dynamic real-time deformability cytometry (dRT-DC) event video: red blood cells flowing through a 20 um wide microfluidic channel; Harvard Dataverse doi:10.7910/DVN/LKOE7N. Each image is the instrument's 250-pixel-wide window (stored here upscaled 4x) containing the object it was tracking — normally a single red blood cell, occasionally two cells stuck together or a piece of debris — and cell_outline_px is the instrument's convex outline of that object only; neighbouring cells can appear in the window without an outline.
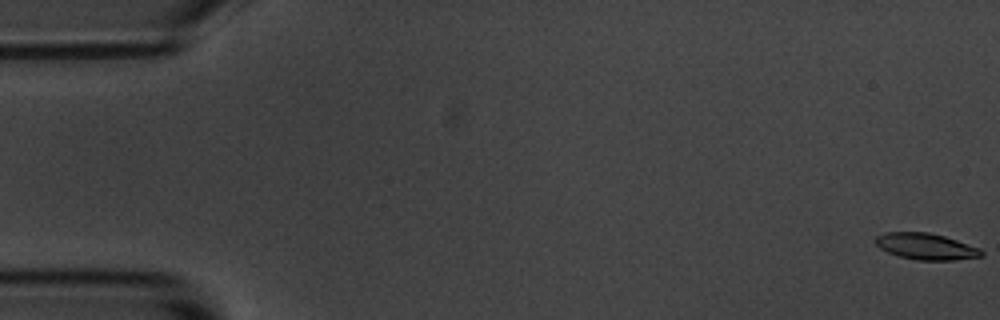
{"species": "common noctule bat (a hibernating species)", "species_latin": "Nyctalus noctula", "temperature_condition": "room temperature", "stored_images_in_passage": 5, "camera_frame_rate_fps": 3000, "um_per_image_px": 0.085, "animal": {"sex": "male", "body_mass_g": 20.1, "forearm_length_mm": 53.5}, "frame": {"image": 1, "passage_image": 1, "time_ms": 0.0, "image_size_px": [1000, 320], "cell_outline_px": [[984, 256], [952, 260], [916, 260], [900, 256], [888, 252], [880, 248], [876, 244], [876, 236], [884, 232], [928, 232], [944, 236], [980, 248], [984, 252]], "centroid_in_image_um": [78.72, 20.94], "position_along_channel_um": 6.3, "area_um2": 16.18}}
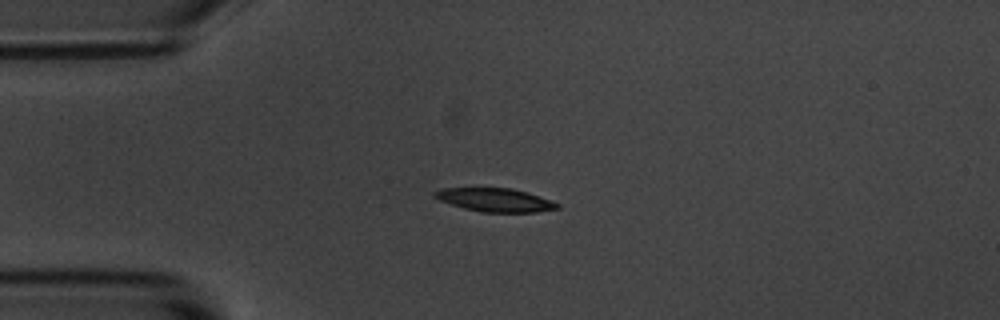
{"frame": {"image": 2, "passage_image": 4, "time_ms": 4.333, "image_size_px": [1000, 320], "cell_outline_px": [[560, 208], [536, 212], [480, 212], [464, 208], [440, 200], [432, 196], [432, 192], [440, 188], [512, 188], [528, 192], [552, 200], [560, 204]], "centroid_in_image_um": [42.1, 16.99], "position_along_channel_um": 42.9, "area_um2": 16.88}}